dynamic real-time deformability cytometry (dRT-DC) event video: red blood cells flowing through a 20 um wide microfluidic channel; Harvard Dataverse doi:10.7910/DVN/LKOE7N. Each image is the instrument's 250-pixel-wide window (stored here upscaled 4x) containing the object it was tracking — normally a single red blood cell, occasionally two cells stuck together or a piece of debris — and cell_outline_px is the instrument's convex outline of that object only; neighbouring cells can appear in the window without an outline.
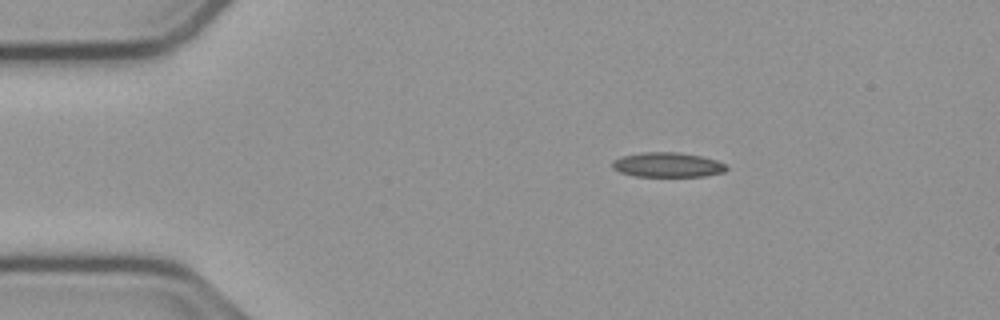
{"species": "common noctule bat (a hibernating species)", "species_latin": "Nyctalus noctula", "temperature_condition": "cold", "stored_images_in_passage": 46, "camera_frame_rate_fps": 3000, "um_per_image_px": 0.085, "animal": {"sex": "male", "body_mass_g": 23.1, "forearm_length_mm": 52.7}, "frame": {"image": 1, "passage_image": 1, "time_ms": 0.0, "image_size_px": [1000, 320], "cell_outline_px": [[728, 168], [724, 172], [704, 176], [636, 176], [620, 172], [612, 168], [612, 160], [624, 156], [640, 152], [676, 152], [700, 156], [716, 160], [724, 164]], "centroid_in_image_um": [56.72, 14.01], "position_along_channel_um": 28.3, "area_um2": 16.3}}
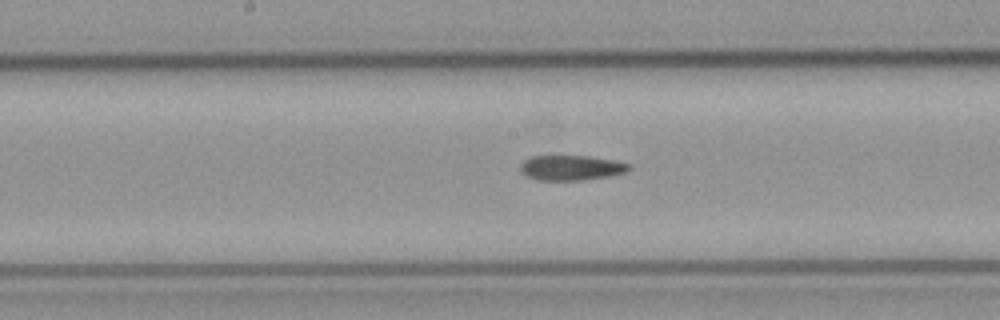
{"frame": {"image": 2, "passage_image": 19, "time_ms": 6.0, "image_size_px": [1000, 320], "cell_outline_px": [[632, 168], [628, 172], [608, 176], [584, 180], [540, 180], [528, 176], [520, 168], [520, 164], [524, 160], [532, 156], [588, 156], [612, 160], [628, 164]], "centroid_in_image_um": [48.58, 14.26], "position_along_channel_um": 199.6, "area_um2": 15.66}}
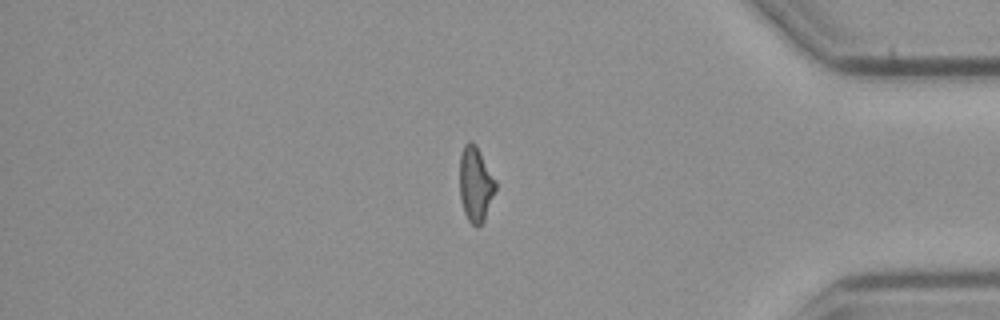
{"frame": {"image": 3, "passage_image": 37, "time_ms": 12.0, "image_size_px": [1000, 320], "cell_outline_px": [[496, 188], [484, 220], [480, 224], [472, 224], [468, 220], [464, 212], [460, 196], [460, 152], [464, 144], [468, 140], [472, 140], [476, 144], [496, 180]], "centroid_in_image_um": [40.41, 15.58], "position_along_channel_um": 394.8, "area_um2": 15.66}, "authors_computed_cell_mechanics": {"area_um2": 16.0684, "velocity_mm_per_s": 3.7819, "shape_relaxation_time_tau1_ms": null, "shape_relaxation_time_tau2_ms": 3.8698, "deformation_change_tau1": null, "deformation_change_tau2": 0.1335}}